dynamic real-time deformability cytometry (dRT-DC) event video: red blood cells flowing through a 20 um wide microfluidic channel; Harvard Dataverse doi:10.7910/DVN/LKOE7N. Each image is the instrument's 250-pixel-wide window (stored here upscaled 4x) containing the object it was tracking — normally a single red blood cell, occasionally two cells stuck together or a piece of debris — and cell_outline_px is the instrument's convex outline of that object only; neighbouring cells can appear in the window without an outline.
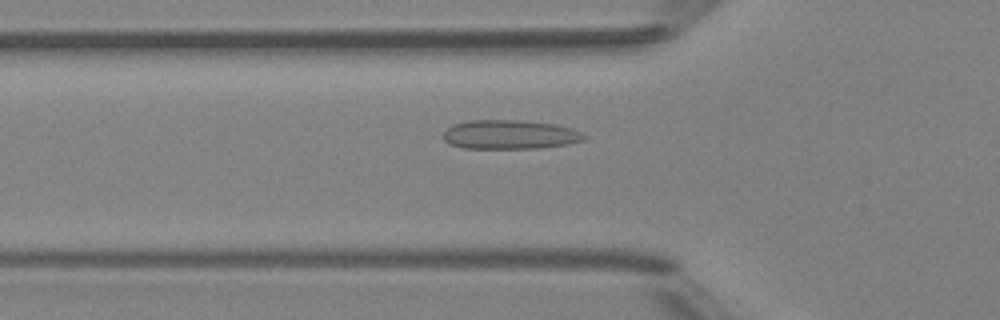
{"species": "Egyptian fruit bat (a non-hibernating species)", "species_latin": "Rousettus aegyptiacus", "temperature_condition": "room temperature", "stored_images_in_passage": 50, "camera_frame_rate_fps": 3000, "um_per_image_px": 0.085, "animal": {"sex": "female"}, "frame": {"image": 1, "passage_image": 18, "time_ms": 5.667, "image_size_px": [1000, 320], "cell_outline_px": [[584, 140], [568, 144], [540, 148], [464, 148], [448, 144], [444, 140], [444, 132], [452, 124], [468, 120], [524, 120], [556, 124], [572, 128], [580, 132], [584, 136]], "centroid_in_image_um": [43.32, 11.43], "position_along_channel_um": 82.5, "area_um2": 23.99}}
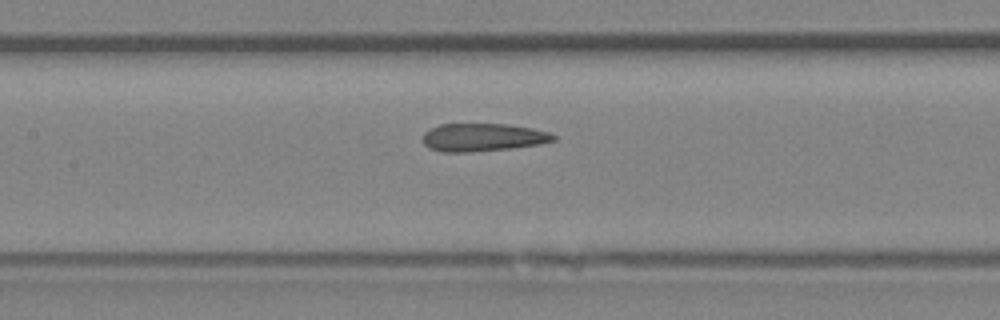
{"frame": {"image": 2, "passage_image": 24, "time_ms": 7.667, "image_size_px": [1000, 320], "cell_outline_px": [[556, 140], [536, 144], [512, 148], [472, 152], [444, 152], [428, 148], [424, 144], [424, 132], [440, 124], [508, 124], [532, 128], [552, 132], [556, 136]], "centroid_in_image_um": [41.06, 11.67], "position_along_channel_um": 166.3, "area_um2": 21.27}}
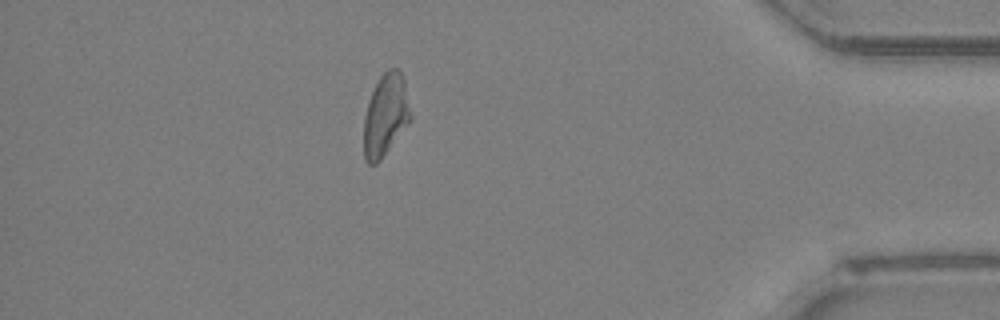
{"frame": {"image": 3, "passage_image": 44, "time_ms": 14.333, "image_size_px": [1000, 320], "cell_outline_px": [[412, 116], [408, 124], [380, 160], [376, 164], [368, 164], [364, 160], [364, 116], [368, 100], [380, 76], [388, 68], [396, 68], [400, 72], [404, 80]], "centroid_in_image_um": [32.76, 9.79], "position_along_channel_um": 402.4, "area_um2": 22.31}, "authors_computed_cell_mechanics": {"area_um2": 22.542, "velocity_mm_per_s": 4.193, "shape_relaxation_time_tau1_ms": null, "shape_relaxation_time_tau2_ms": 6.5205, "deformation_change_tau1": null, "deformation_change_tau2": 0.1676}}